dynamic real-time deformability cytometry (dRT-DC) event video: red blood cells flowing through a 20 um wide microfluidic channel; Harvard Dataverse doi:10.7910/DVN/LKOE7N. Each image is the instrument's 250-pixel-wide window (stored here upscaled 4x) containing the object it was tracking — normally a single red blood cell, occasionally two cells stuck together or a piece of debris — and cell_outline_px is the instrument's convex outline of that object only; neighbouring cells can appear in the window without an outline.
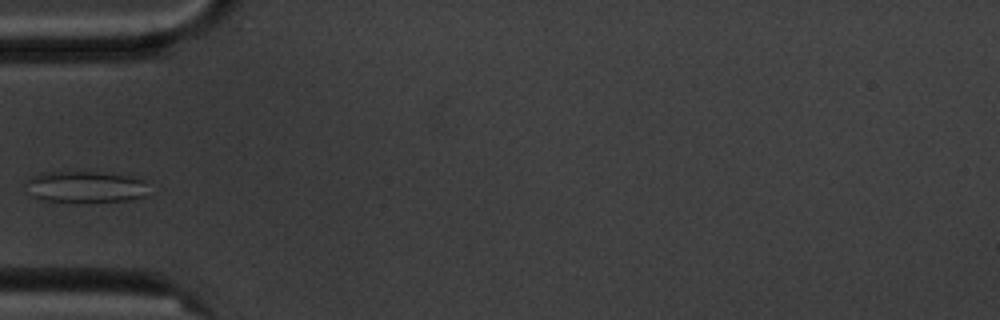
{"species": "common noctule bat (a hibernating species)", "species_latin": "Nyctalus noctula", "temperature_condition": "cold", "stored_images_in_passage": 3, "camera_frame_rate_fps": 3000, "um_per_image_px": 0.085, "animal": {"sex": "male", "body_mass_g": 20.1, "forearm_length_mm": 53.5}, "frame": {"image": 1, "passage_image": 1, "time_ms": 0.0, "image_size_px": [1000, 320], "cell_outline_px": [[144, 196], [128, 200], [44, 200], [28, 196], [24, 184], [32, 176], [40, 172], [100, 172], [132, 176], [144, 180]], "centroid_in_image_um": [7.15, 15.85], "position_along_channel_um": 77.9, "area_um2": 21.96}}
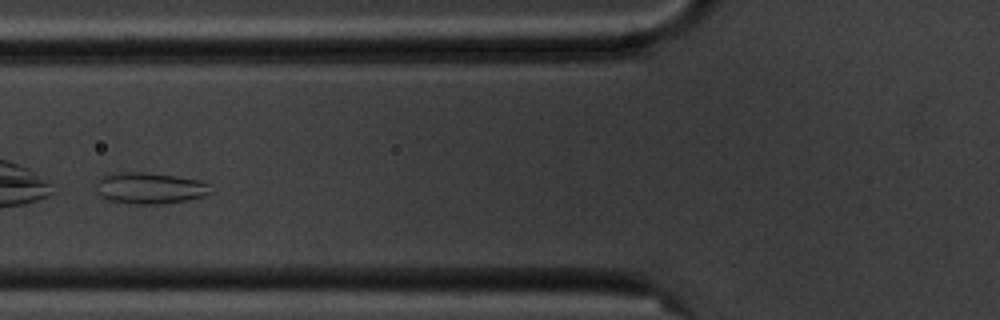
{"frame": {"image": 2, "passage_image": 2, "time_ms": 1.0, "image_size_px": [1000, 320], "cell_outline_px": [[212, 192], [204, 196], [164, 204], [136, 204], [104, 200], [96, 192], [96, 176], [108, 172], [144, 172], [176, 176], [200, 180], [212, 184]], "centroid_in_image_um": [12.66, 15.97], "position_along_channel_um": 113.1, "area_um2": 21.62}}